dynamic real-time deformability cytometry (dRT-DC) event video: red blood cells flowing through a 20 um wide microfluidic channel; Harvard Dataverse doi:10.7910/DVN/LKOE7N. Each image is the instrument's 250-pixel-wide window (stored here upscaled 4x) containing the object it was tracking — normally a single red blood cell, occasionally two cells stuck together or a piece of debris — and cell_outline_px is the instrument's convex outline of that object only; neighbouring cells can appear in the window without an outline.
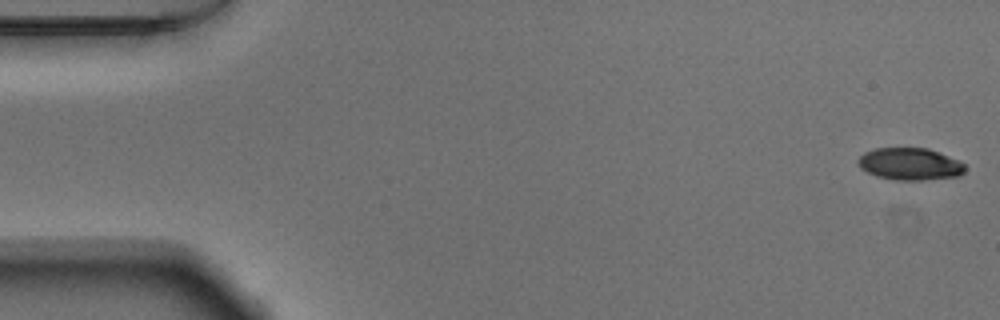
{"species": "Egyptian fruit bat (a non-hibernating species)", "species_latin": "Rousettus aegyptiacus", "temperature_condition": "warm", "stored_images_in_passage": 53, "camera_frame_rate_fps": 3000, "um_per_image_px": 0.085, "animal": {"sex": "male"}, "frame": {"image": 1, "passage_image": 1, "time_ms": 0.0, "image_size_px": [1000, 320], "cell_outline_px": [[964, 172], [956, 176], [920, 180], [896, 180], [876, 176], [860, 168], [856, 160], [864, 152], [876, 148], [928, 148], [940, 152], [964, 164]], "centroid_in_image_um": [77.29, 13.93], "position_along_channel_um": 7.7, "area_um2": 19.88}}
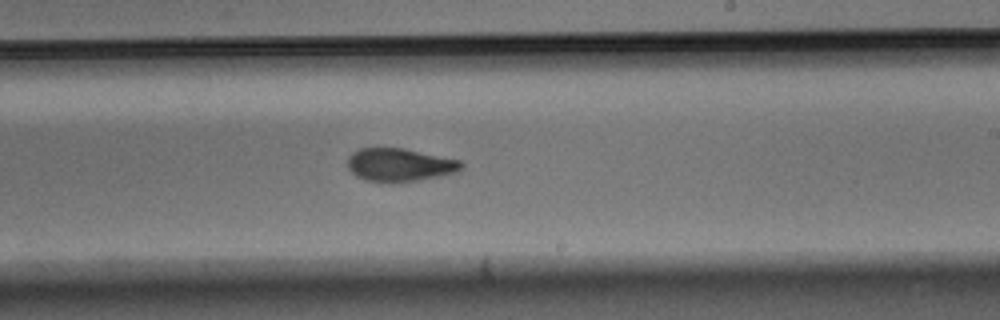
{"frame": {"image": 2, "passage_image": 31, "time_ms": 10.0, "image_size_px": [1000, 320], "cell_outline_px": [[464, 164], [460, 172], [420, 180], [392, 184], [364, 180], [356, 176], [348, 168], [348, 156], [352, 152], [360, 148], [404, 148], [460, 160]], "centroid_in_image_um": [33.98, 14.03], "position_along_channel_um": 255.0, "area_um2": 22.43}}
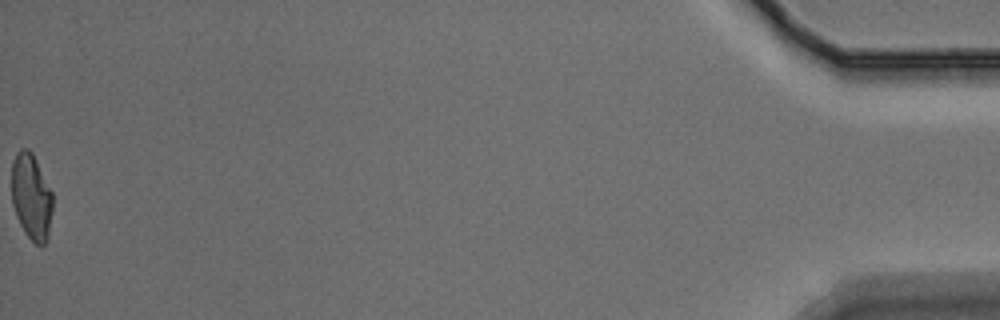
{"frame": {"image": 3, "passage_image": 53, "time_ms": 17.333, "image_size_px": [1000, 320], "cell_outline_px": [[52, 212], [48, 236], [44, 244], [36, 244], [24, 232], [16, 216], [12, 204], [12, 160], [16, 152], [20, 148], [28, 148], [32, 152], [52, 192]], "centroid_in_image_um": [2.65, 16.69], "position_along_channel_um": 432.6, "area_um2": 20.58}, "authors_computed_cell_mechanics": {"area_um2": 21.9062, "velocity_mm_per_s": 3.8158, "shape_relaxation_time_tau1_ms": 3.5695, "shape_relaxation_time_tau2_ms": 2.1637, "deformation_change_tau1": 0.1539, "deformation_change_tau2": 0.0844}}